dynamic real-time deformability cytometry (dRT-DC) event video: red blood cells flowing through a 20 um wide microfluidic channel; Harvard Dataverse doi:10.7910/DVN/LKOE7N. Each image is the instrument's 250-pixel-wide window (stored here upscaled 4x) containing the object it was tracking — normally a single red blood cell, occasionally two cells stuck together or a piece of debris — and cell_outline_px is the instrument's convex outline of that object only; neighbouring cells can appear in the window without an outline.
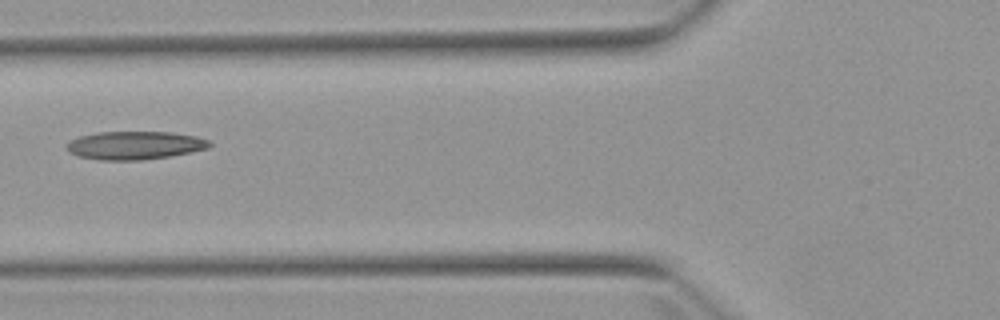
{"species": "Egyptian fruit bat (a non-hibernating species)", "species_latin": "Rousettus aegyptiacus", "temperature_condition": "warm", "stored_images_in_passage": 5, "camera_frame_rate_fps": 3000, "um_per_image_px": 0.085, "animal": {"sex": "female"}, "frame": {"image": 1, "passage_image": 5, "time_ms": 5.667, "image_size_px": [1000, 320], "cell_outline_px": [[212, 144], [208, 148], [192, 152], [168, 156], [140, 160], [100, 160], [80, 156], [68, 152], [64, 144], [80, 136], [96, 132], [172, 132], [196, 136], [208, 140]], "centroid_in_image_um": [11.44, 12.35], "position_along_channel_um": 114.4, "area_um2": 23.47}}